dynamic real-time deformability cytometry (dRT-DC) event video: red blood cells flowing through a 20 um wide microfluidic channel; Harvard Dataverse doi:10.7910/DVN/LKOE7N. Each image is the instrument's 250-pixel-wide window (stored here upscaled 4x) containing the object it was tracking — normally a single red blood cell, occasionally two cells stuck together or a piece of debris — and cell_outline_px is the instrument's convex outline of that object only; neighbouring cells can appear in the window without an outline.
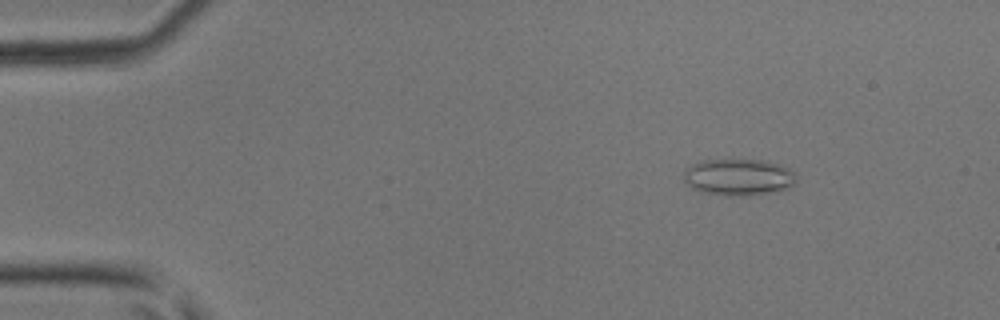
{"species": "common noctule bat (a hibernating species)", "species_latin": "Nyctalus noctula", "temperature_condition": "room temperature", "stored_images_in_passage": 12, "camera_frame_rate_fps": 3000, "um_per_image_px": 0.085, "animal": {"sex": "male", "body_mass_g": 17.9, "forearm_length_mm": 54.2}, "frame": {"image": 1, "passage_image": 1, "time_ms": 0.0, "image_size_px": [1000, 320], "cell_outline_px": [[796, 180], [788, 188], [768, 192], [740, 196], [728, 196], [704, 192], [692, 188], [684, 180], [684, 168], [700, 160], [764, 160], [780, 164], [788, 168], [796, 176]], "centroid_in_image_um": [62.74, 15.04], "position_along_channel_um": 22.3, "area_um2": 23.87}}